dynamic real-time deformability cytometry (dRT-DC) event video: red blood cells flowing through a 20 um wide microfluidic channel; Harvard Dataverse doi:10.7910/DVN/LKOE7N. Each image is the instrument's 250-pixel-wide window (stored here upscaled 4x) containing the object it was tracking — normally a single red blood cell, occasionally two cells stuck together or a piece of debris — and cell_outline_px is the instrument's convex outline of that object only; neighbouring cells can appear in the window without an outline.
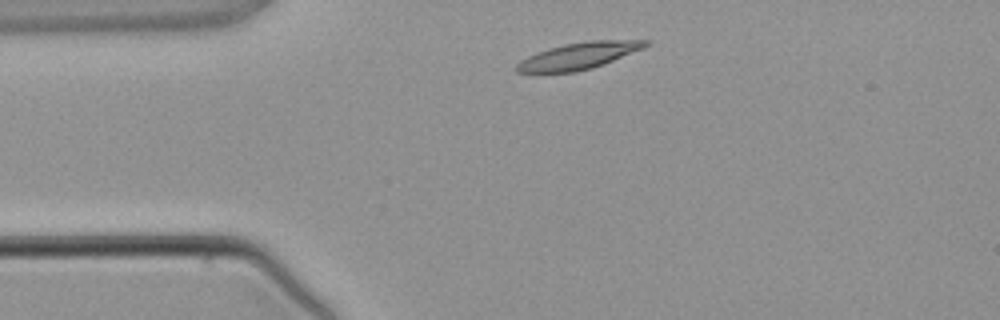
{"species": "common noctule bat (a hibernating species)", "species_latin": "Nyctalus noctula", "temperature_condition": "warm", "stored_images_in_passage": 2, "camera_frame_rate_fps": 3000, "um_per_image_px": 0.085, "animal": {"sex": "male", "body_mass_g": 21.5, "forearm_length_mm": 52.0}, "frame": {"image": 1, "passage_image": 1, "time_ms": 0.0, "image_size_px": [1000, 320], "cell_outline_px": [[652, 44], [644, 48], [592, 68], [572, 72], [516, 72], [516, 64], [520, 60], [536, 52], [548, 48], [564, 44], [588, 40], [652, 40]], "centroid_in_image_um": [49.21, 4.72], "position_along_channel_um": 35.8, "area_um2": 20.0}}